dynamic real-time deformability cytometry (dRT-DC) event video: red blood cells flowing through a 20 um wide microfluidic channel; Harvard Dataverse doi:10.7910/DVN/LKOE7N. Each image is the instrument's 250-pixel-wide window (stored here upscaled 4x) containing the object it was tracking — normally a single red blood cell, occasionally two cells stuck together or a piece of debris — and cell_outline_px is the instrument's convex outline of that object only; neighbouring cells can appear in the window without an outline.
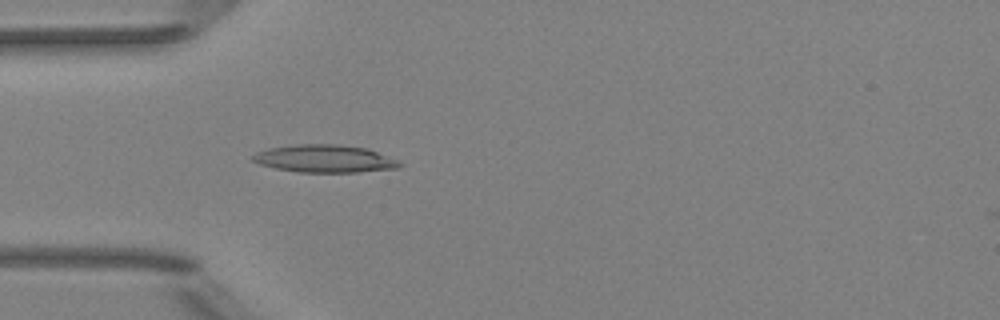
{"species": "Egyptian fruit bat (a non-hibernating species)", "species_latin": "Rousettus aegyptiacus", "temperature_condition": "room temperature", "stored_images_in_passage": 2, "camera_frame_rate_fps": 3000, "um_per_image_px": 0.085, "animal": {"sex": "female"}, "frame": {"image": 1, "passage_image": 2, "time_ms": 1.0, "image_size_px": [1000, 320], "cell_outline_px": [[404, 164], [396, 168], [356, 172], [300, 172], [276, 168], [260, 164], [252, 160], [252, 156], [256, 152], [268, 148], [296, 144], [336, 144], [364, 148], [400, 160]], "centroid_in_image_um": [27.59, 13.48], "position_along_channel_um": 57.4, "area_um2": 23.47}}